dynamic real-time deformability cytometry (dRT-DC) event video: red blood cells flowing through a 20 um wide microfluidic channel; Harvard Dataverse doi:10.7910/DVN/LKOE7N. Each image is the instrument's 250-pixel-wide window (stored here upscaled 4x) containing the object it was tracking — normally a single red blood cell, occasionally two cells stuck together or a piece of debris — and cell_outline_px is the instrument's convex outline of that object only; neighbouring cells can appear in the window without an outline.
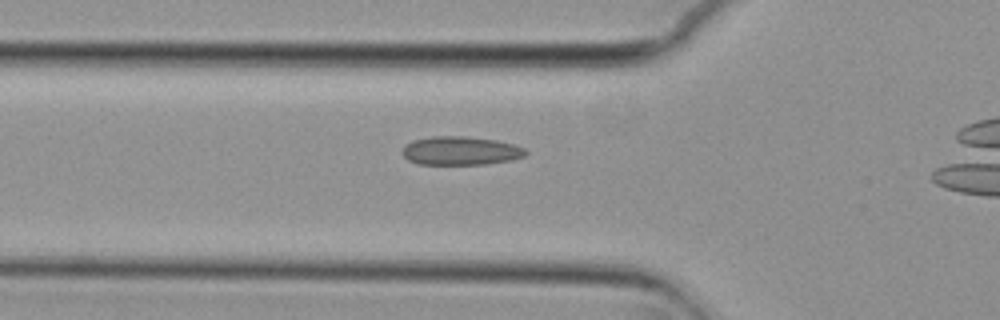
{"species": "common noctule bat (a hibernating species)", "species_latin": "Nyctalus noctula", "temperature_condition": "cold", "stored_images_in_passage": 31, "camera_frame_rate_fps": 3000, "um_per_image_px": 0.085, "animal": {"sex": "female", "body_mass_g": 29.2, "forearm_length_mm": 56.3}, "frame": {"image": 1, "passage_image": 3, "time_ms": 0.667, "image_size_px": [1000, 320], "cell_outline_px": [[528, 152], [524, 156], [512, 160], [488, 164], [420, 164], [408, 160], [400, 152], [412, 140], [432, 136], [464, 136], [496, 140], [512, 144], [524, 148]], "centroid_in_image_um": [39.15, 12.81], "position_along_channel_um": 86.6, "area_um2": 20.52}}
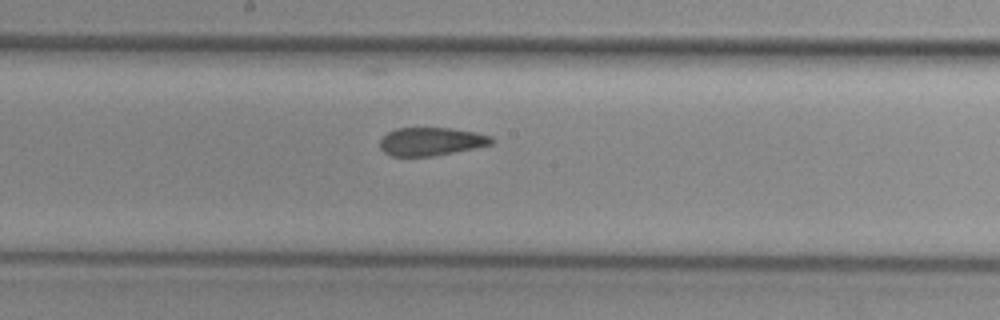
{"frame": {"image": 2, "passage_image": 13, "time_ms": 4.0, "image_size_px": [1000, 320], "cell_outline_px": [[496, 140], [492, 144], [432, 156], [392, 156], [384, 152], [380, 148], [380, 140], [388, 132], [396, 128], [452, 128], [476, 132], [492, 136]], "centroid_in_image_um": [36.65, 12.02], "position_along_channel_um": 211.5, "area_um2": 18.26}}
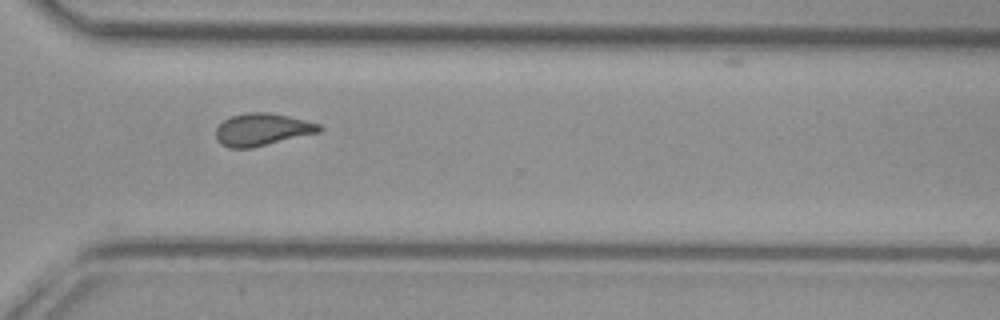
{"frame": {"image": 3, "passage_image": 24, "time_ms": 7.667, "image_size_px": [1000, 320], "cell_outline_px": [[324, 128], [320, 132], [252, 148], [228, 148], [220, 144], [216, 140], [216, 128], [224, 120], [232, 116], [248, 112], [268, 112], [288, 116], [320, 124]], "centroid_in_image_um": [22.28, 11.02], "position_along_channel_um": 348.3, "area_um2": 19.54}, "authors_computed_cell_mechanics": {"area_um2": 19.4786, "velocity_mm_per_s": 3.734, "shape_relaxation_time_tau1_ms": null, "shape_relaxation_time_tau2_ms": 1.9667, "deformation_change_tau1": null, "deformation_change_tau2": 0.0999}}